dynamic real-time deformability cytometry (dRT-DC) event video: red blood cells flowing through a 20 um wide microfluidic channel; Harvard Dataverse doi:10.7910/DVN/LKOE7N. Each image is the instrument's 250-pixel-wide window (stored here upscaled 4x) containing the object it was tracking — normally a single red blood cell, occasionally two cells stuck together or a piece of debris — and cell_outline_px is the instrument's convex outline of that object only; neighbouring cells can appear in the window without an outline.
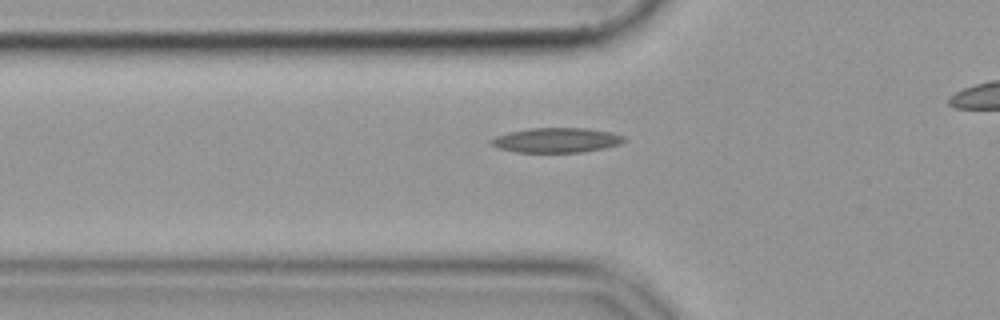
{"species": "common noctule bat (a hibernating species)", "species_latin": "Nyctalus noctula", "temperature_condition": "cold", "stored_images_in_passage": 34, "camera_frame_rate_fps": 3000, "um_per_image_px": 0.085, "animal": {"sex": "female", "body_mass_g": 19.9}, "frame": {"image": 1, "passage_image": 5, "time_ms": 1.333, "image_size_px": [1000, 320], "cell_outline_px": [[628, 140], [620, 144], [604, 148], [580, 152], [516, 152], [500, 148], [492, 144], [488, 140], [496, 136], [508, 132], [528, 128], [588, 128], [612, 132], [624, 136]], "centroid_in_image_um": [47.33, 11.9], "position_along_channel_um": 78.5, "area_um2": 19.25}}
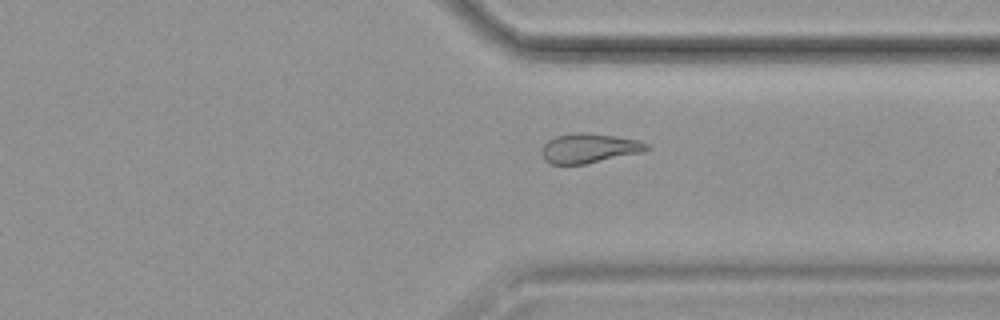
{"frame": {"image": 2, "passage_image": 28, "time_ms": 9.0, "image_size_px": [1000, 320], "cell_outline_px": [[652, 148], [640, 152], [584, 164], [552, 164], [544, 160], [540, 152], [544, 144], [548, 140], [556, 136], [580, 132], [588, 132], [616, 136], [640, 140], [652, 144]], "centroid_in_image_um": [50.09, 12.58], "position_along_channel_um": 361.3, "area_um2": 18.15}}
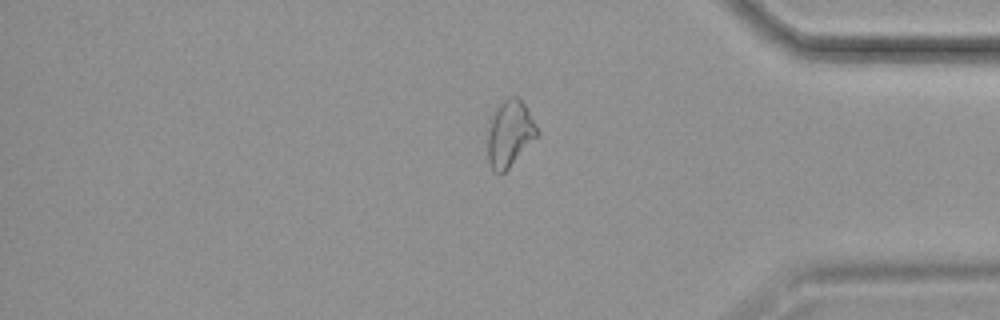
{"frame": {"image": 3, "passage_image": 32, "time_ms": 10.333, "image_size_px": [1000, 320], "cell_outline_px": [[540, 132], [508, 168], [500, 176], [492, 168], [488, 160], [488, 120], [492, 112], [504, 100], [512, 96], [516, 96], [528, 108]], "centroid_in_image_um": [43.3, 11.33], "position_along_channel_um": 391.9, "area_um2": 19.07}}